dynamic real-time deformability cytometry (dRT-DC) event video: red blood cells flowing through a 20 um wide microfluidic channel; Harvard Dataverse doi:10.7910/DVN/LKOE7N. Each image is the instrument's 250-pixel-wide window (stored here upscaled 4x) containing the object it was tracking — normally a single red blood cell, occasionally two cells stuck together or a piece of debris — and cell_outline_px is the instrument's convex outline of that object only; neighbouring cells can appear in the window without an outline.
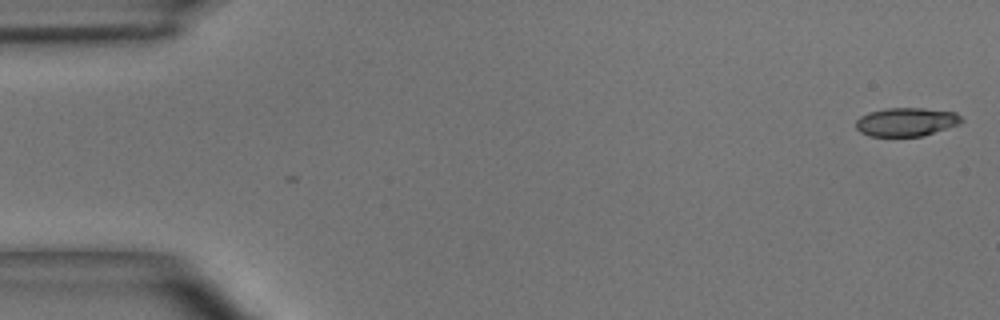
{"species": "common noctule bat (a hibernating species)", "species_latin": "Nyctalus noctula", "temperature_condition": "room temperature", "stored_images_in_passage": 49, "camera_frame_rate_fps": 3000, "um_per_image_px": 0.085, "animal": {"sex": "male", "body_mass_g": 15.6}, "frame": {"image": 1, "passage_image": 1, "time_ms": 0.0, "image_size_px": [1000, 320], "cell_outline_px": [[964, 120], [960, 124], [924, 136], [868, 136], [860, 132], [856, 128], [856, 120], [860, 116], [868, 112], [884, 108], [924, 108], [956, 112]], "centroid_in_image_um": [77.04, 10.36], "position_along_channel_um": 8.0, "area_um2": 17.8}}
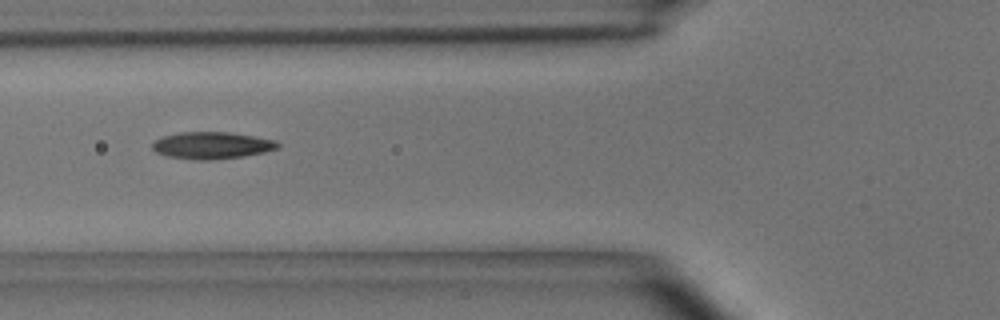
{"frame": {"image": 2, "passage_image": 18, "time_ms": 5.667, "image_size_px": [1000, 320], "cell_outline_px": [[280, 148], [264, 152], [240, 156], [212, 160], [196, 160], [168, 156], [156, 152], [152, 148], [152, 144], [156, 140], [164, 136], [180, 132], [228, 132], [276, 140], [280, 144]], "centroid_in_image_um": [18.02, 12.36], "position_along_channel_um": 107.8, "area_um2": 19.54}}
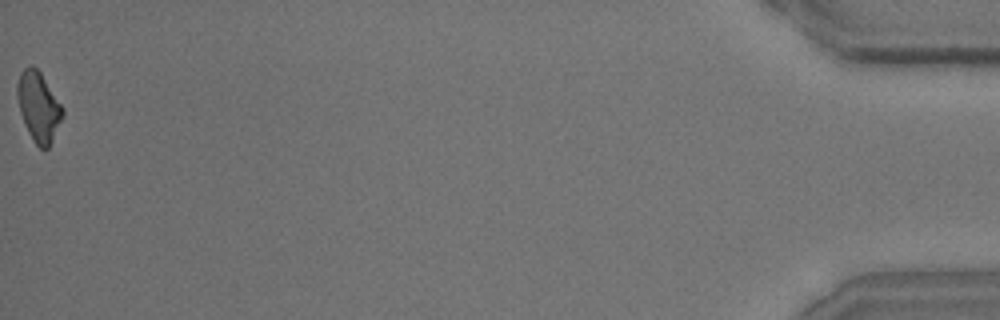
{"frame": {"image": 3, "passage_image": 49, "time_ms": 16.0, "image_size_px": [1000, 320], "cell_outline_px": [[64, 116], [48, 148], [40, 148], [32, 140], [24, 124], [20, 112], [16, 92], [16, 84], [20, 72], [28, 64], [32, 64], [40, 72], [64, 108]], "centroid_in_image_um": [3.27, 9.05], "position_along_channel_um": 431.9, "area_um2": 18.55}, "authors_computed_cell_mechanics": {"area_um2": 18.5538, "velocity_mm_per_s": 4.0687, "shape_relaxation_time_tau1_ms": 5.6617, "shape_relaxation_time_tau2_ms": 2.446, "deformation_change_tau1": 0.1835, "deformation_change_tau2": 0.104}}